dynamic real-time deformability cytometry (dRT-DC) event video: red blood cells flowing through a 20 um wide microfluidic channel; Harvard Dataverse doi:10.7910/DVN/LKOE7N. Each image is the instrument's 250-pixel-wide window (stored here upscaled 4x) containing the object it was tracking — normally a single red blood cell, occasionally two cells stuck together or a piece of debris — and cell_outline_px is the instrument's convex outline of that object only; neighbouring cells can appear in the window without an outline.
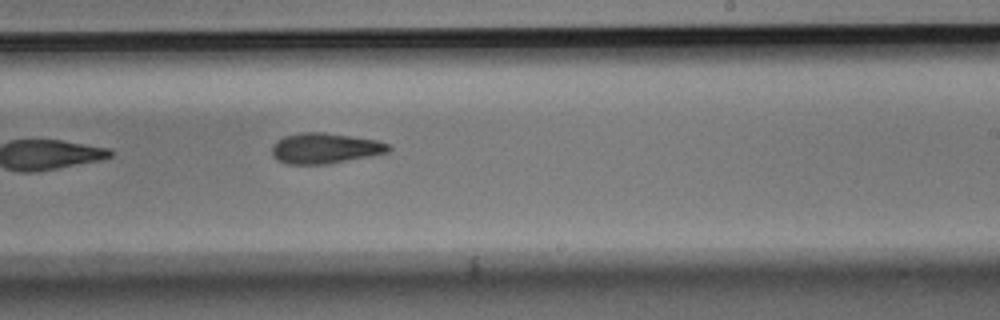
{"species": "Egyptian fruit bat (a non-hibernating species)", "species_latin": "Rousettus aegyptiacus", "temperature_condition": "room temperature", "stored_images_in_passage": 6, "camera_frame_rate_fps": 3000, "um_per_image_px": 0.085, "animal": {"sex": "male"}, "frame": {"image": 1, "passage_image": 6, "time_ms": 1.667, "image_size_px": [1000, 320], "cell_outline_px": [[392, 148], [388, 152], [328, 164], [284, 164], [276, 160], [272, 156], [272, 144], [276, 140], [284, 136], [304, 132], [324, 132], [376, 140], [392, 144]], "centroid_in_image_um": [27.59, 12.6], "position_along_channel_um": 261.4, "area_um2": 20.87}}